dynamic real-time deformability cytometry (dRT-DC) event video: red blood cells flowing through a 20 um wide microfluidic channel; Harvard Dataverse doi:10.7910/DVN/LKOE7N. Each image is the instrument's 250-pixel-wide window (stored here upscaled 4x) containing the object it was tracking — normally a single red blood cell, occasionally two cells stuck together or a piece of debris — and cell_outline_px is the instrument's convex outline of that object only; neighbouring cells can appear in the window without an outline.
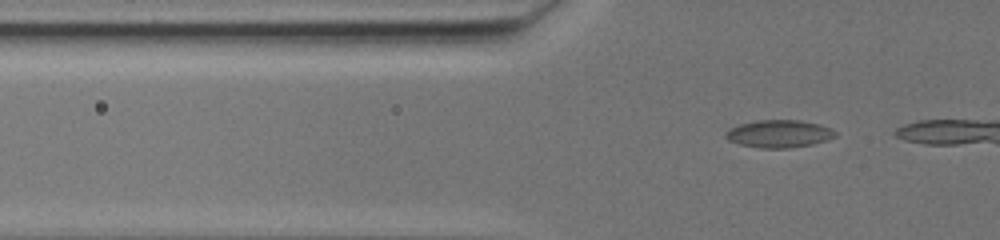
{"species": "common noctule bat (a hibernating species)", "species_latin": "Nyctalus noctula", "temperature_condition": "warm", "stored_images_in_passage": 10, "camera_frame_rate_fps": 3000, "um_per_image_px": 0.085, "animal": {"sex": "female", "body_mass_g": 19.5, "forearm_length_mm": 54.1}, "frame": {"image": 1, "passage_image": 5, "time_ms": 1.333, "image_size_px": [1000, 240], "cell_outline_px": [[836, 136], [812, 144], [788, 148], [760, 148], [740, 144], [728, 140], [724, 136], [732, 128], [740, 124], [760, 120], [796, 120], [816, 124], [828, 128], [836, 132]], "centroid_in_image_um": [66.19, 11.38], "position_along_channel_um": 59.6, "area_um2": 17.11}}